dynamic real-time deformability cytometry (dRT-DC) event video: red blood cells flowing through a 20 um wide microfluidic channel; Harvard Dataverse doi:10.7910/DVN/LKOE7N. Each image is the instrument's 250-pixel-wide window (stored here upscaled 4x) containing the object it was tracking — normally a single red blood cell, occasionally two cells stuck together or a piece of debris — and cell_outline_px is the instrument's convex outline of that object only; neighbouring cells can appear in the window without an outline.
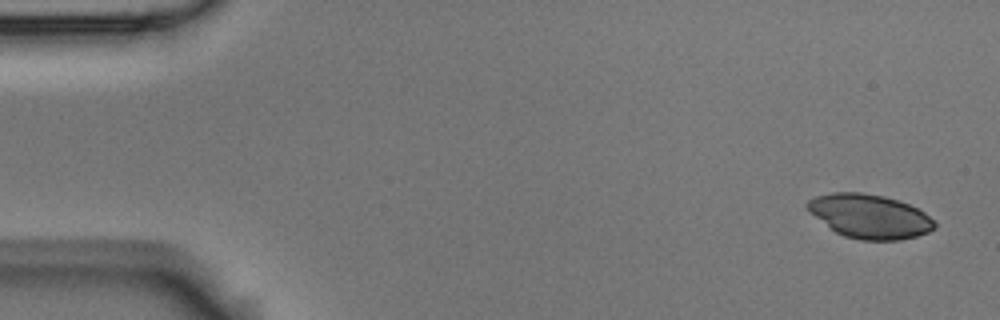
{"species": "Egyptian fruit bat (a non-hibernating species)", "species_latin": "Rousettus aegyptiacus", "temperature_condition": "room temperature", "stored_images_in_passage": 5, "segment_of_instrument_passage": [1, 2], "camera_frame_rate_fps": 3000, "um_per_image_px": 0.085, "animal": {"sex": "male"}, "frame": {"image": 1, "passage_image": 1, "time_ms": 0.0, "image_size_px": [1000, 320], "cell_outline_px": [[936, 228], [928, 232], [916, 236], [900, 240], [860, 240], [844, 236], [836, 232], [808, 212], [804, 204], [808, 200], [816, 196], [832, 192], [864, 192], [884, 196], [908, 204], [924, 212], [936, 224]], "centroid_in_image_um": [73.88, 18.38], "position_along_channel_um": 11.1, "area_um2": 32.66}}